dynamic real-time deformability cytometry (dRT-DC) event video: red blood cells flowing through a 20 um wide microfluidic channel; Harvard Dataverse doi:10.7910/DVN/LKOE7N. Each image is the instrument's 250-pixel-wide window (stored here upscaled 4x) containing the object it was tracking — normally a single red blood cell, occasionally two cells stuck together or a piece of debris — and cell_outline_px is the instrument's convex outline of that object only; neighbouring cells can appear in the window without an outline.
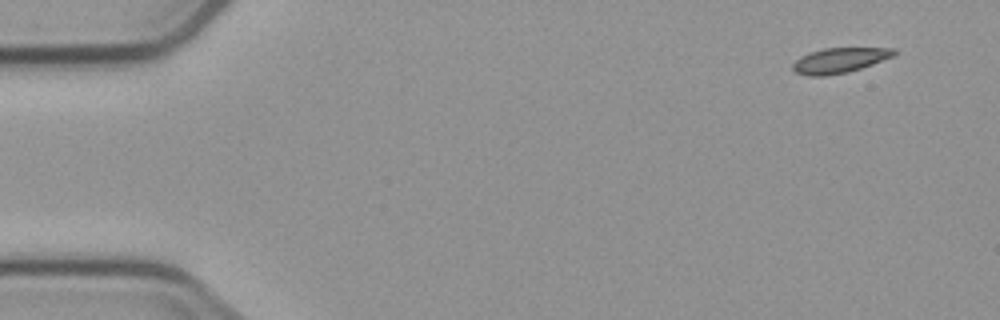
{"species": "common noctule bat (a hibernating species)", "species_latin": "Nyctalus noctula", "temperature_condition": "cold", "stored_images_in_passage": 6, "camera_frame_rate_fps": 3000, "um_per_image_px": 0.085, "animal": {"sex": "male", "body_mass_g": 23.1, "forearm_length_mm": 52.7}, "frame": {"image": 1, "passage_image": 1, "time_ms": 0.0, "image_size_px": [1000, 320], "cell_outline_px": [[900, 52], [892, 56], [872, 64], [848, 72], [824, 76], [808, 76], [796, 72], [792, 68], [792, 64], [800, 56], [808, 52], [824, 48], [896, 48]], "centroid_in_image_um": [71.35, 5.12], "position_along_channel_um": 13.6, "area_um2": 14.85}}
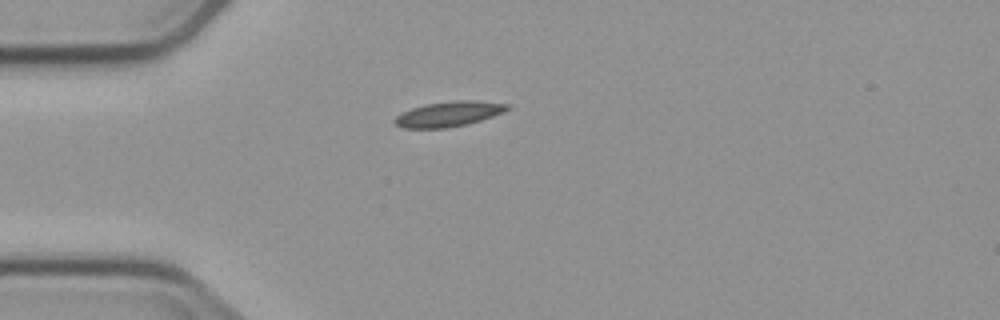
{"frame": {"image": 2, "passage_image": 4, "time_ms": 3.667, "image_size_px": [1000, 320], "cell_outline_px": [[512, 108], [504, 112], [480, 120], [448, 128], [404, 128], [396, 124], [392, 120], [400, 112], [424, 104], [456, 100], [476, 100], [512, 104]], "centroid_in_image_um": [38.16, 9.67], "position_along_channel_um": 46.8, "area_um2": 16.65}}